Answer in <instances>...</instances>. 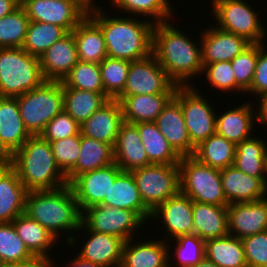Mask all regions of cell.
I'll return each mask as SVG.
<instances>
[{
	"label": "cell",
	"instance_id": "12",
	"mask_svg": "<svg viewBox=\"0 0 267 267\" xmlns=\"http://www.w3.org/2000/svg\"><path fill=\"white\" fill-rule=\"evenodd\" d=\"M177 87L151 54L130 62L126 85L120 96L174 94Z\"/></svg>",
	"mask_w": 267,
	"mask_h": 267
},
{
	"label": "cell",
	"instance_id": "44",
	"mask_svg": "<svg viewBox=\"0 0 267 267\" xmlns=\"http://www.w3.org/2000/svg\"><path fill=\"white\" fill-rule=\"evenodd\" d=\"M113 7L125 10L131 15H146L153 17V23L168 22L172 17L173 8L167 0H110ZM172 11V12H171ZM171 16V17H169ZM167 18V19H166Z\"/></svg>",
	"mask_w": 267,
	"mask_h": 267
},
{
	"label": "cell",
	"instance_id": "37",
	"mask_svg": "<svg viewBox=\"0 0 267 267\" xmlns=\"http://www.w3.org/2000/svg\"><path fill=\"white\" fill-rule=\"evenodd\" d=\"M235 154L236 144L216 133L195 147L192 156L203 164L221 170L234 164Z\"/></svg>",
	"mask_w": 267,
	"mask_h": 267
},
{
	"label": "cell",
	"instance_id": "46",
	"mask_svg": "<svg viewBox=\"0 0 267 267\" xmlns=\"http://www.w3.org/2000/svg\"><path fill=\"white\" fill-rule=\"evenodd\" d=\"M258 59V43H251L231 60L236 84L247 93L251 87Z\"/></svg>",
	"mask_w": 267,
	"mask_h": 267
},
{
	"label": "cell",
	"instance_id": "22",
	"mask_svg": "<svg viewBox=\"0 0 267 267\" xmlns=\"http://www.w3.org/2000/svg\"><path fill=\"white\" fill-rule=\"evenodd\" d=\"M220 175L228 205L266 198L267 190L260 178L245 174L234 165L221 169Z\"/></svg>",
	"mask_w": 267,
	"mask_h": 267
},
{
	"label": "cell",
	"instance_id": "43",
	"mask_svg": "<svg viewBox=\"0 0 267 267\" xmlns=\"http://www.w3.org/2000/svg\"><path fill=\"white\" fill-rule=\"evenodd\" d=\"M34 255L17 234L12 222H0V258L8 266L24 262Z\"/></svg>",
	"mask_w": 267,
	"mask_h": 267
},
{
	"label": "cell",
	"instance_id": "49",
	"mask_svg": "<svg viewBox=\"0 0 267 267\" xmlns=\"http://www.w3.org/2000/svg\"><path fill=\"white\" fill-rule=\"evenodd\" d=\"M80 128V125L63 110L45 126L40 136L48 142L63 140L80 134Z\"/></svg>",
	"mask_w": 267,
	"mask_h": 267
},
{
	"label": "cell",
	"instance_id": "6",
	"mask_svg": "<svg viewBox=\"0 0 267 267\" xmlns=\"http://www.w3.org/2000/svg\"><path fill=\"white\" fill-rule=\"evenodd\" d=\"M20 116L31 135H40L45 126L64 110L61 81H45L40 87L16 97Z\"/></svg>",
	"mask_w": 267,
	"mask_h": 267
},
{
	"label": "cell",
	"instance_id": "14",
	"mask_svg": "<svg viewBox=\"0 0 267 267\" xmlns=\"http://www.w3.org/2000/svg\"><path fill=\"white\" fill-rule=\"evenodd\" d=\"M30 21L58 25L72 32L87 14L70 0H21Z\"/></svg>",
	"mask_w": 267,
	"mask_h": 267
},
{
	"label": "cell",
	"instance_id": "28",
	"mask_svg": "<svg viewBox=\"0 0 267 267\" xmlns=\"http://www.w3.org/2000/svg\"><path fill=\"white\" fill-rule=\"evenodd\" d=\"M250 104V102L243 103L239 107L225 111L222 115H216V133L234 144L251 138V131L257 119L256 111Z\"/></svg>",
	"mask_w": 267,
	"mask_h": 267
},
{
	"label": "cell",
	"instance_id": "57",
	"mask_svg": "<svg viewBox=\"0 0 267 267\" xmlns=\"http://www.w3.org/2000/svg\"><path fill=\"white\" fill-rule=\"evenodd\" d=\"M11 166H12L11 157L9 156L0 157V178Z\"/></svg>",
	"mask_w": 267,
	"mask_h": 267
},
{
	"label": "cell",
	"instance_id": "23",
	"mask_svg": "<svg viewBox=\"0 0 267 267\" xmlns=\"http://www.w3.org/2000/svg\"><path fill=\"white\" fill-rule=\"evenodd\" d=\"M113 154L114 162L122 171L131 172L151 164L135 124L124 122L121 125L113 146Z\"/></svg>",
	"mask_w": 267,
	"mask_h": 267
},
{
	"label": "cell",
	"instance_id": "8",
	"mask_svg": "<svg viewBox=\"0 0 267 267\" xmlns=\"http://www.w3.org/2000/svg\"><path fill=\"white\" fill-rule=\"evenodd\" d=\"M131 172L142 201L151 211L180 192L179 164H150Z\"/></svg>",
	"mask_w": 267,
	"mask_h": 267
},
{
	"label": "cell",
	"instance_id": "59",
	"mask_svg": "<svg viewBox=\"0 0 267 267\" xmlns=\"http://www.w3.org/2000/svg\"><path fill=\"white\" fill-rule=\"evenodd\" d=\"M263 184L265 186V189L267 190V151L264 156V179Z\"/></svg>",
	"mask_w": 267,
	"mask_h": 267
},
{
	"label": "cell",
	"instance_id": "20",
	"mask_svg": "<svg viewBox=\"0 0 267 267\" xmlns=\"http://www.w3.org/2000/svg\"><path fill=\"white\" fill-rule=\"evenodd\" d=\"M123 123L120 102L117 99H110L80 125V133L82 136L93 138L113 147Z\"/></svg>",
	"mask_w": 267,
	"mask_h": 267
},
{
	"label": "cell",
	"instance_id": "32",
	"mask_svg": "<svg viewBox=\"0 0 267 267\" xmlns=\"http://www.w3.org/2000/svg\"><path fill=\"white\" fill-rule=\"evenodd\" d=\"M151 164H179L181 156L161 134L155 122L135 124Z\"/></svg>",
	"mask_w": 267,
	"mask_h": 267
},
{
	"label": "cell",
	"instance_id": "25",
	"mask_svg": "<svg viewBox=\"0 0 267 267\" xmlns=\"http://www.w3.org/2000/svg\"><path fill=\"white\" fill-rule=\"evenodd\" d=\"M102 205L134 211L144 222L151 218L152 211L144 204L132 172L122 171L110 186L108 197Z\"/></svg>",
	"mask_w": 267,
	"mask_h": 267
},
{
	"label": "cell",
	"instance_id": "56",
	"mask_svg": "<svg viewBox=\"0 0 267 267\" xmlns=\"http://www.w3.org/2000/svg\"><path fill=\"white\" fill-rule=\"evenodd\" d=\"M70 267H99L98 265H95L91 262L84 261L78 256L74 258V260L70 261V264L68 265Z\"/></svg>",
	"mask_w": 267,
	"mask_h": 267
},
{
	"label": "cell",
	"instance_id": "33",
	"mask_svg": "<svg viewBox=\"0 0 267 267\" xmlns=\"http://www.w3.org/2000/svg\"><path fill=\"white\" fill-rule=\"evenodd\" d=\"M114 162L113 147L81 135V150L76 166L66 175L68 184L78 175Z\"/></svg>",
	"mask_w": 267,
	"mask_h": 267
},
{
	"label": "cell",
	"instance_id": "53",
	"mask_svg": "<svg viewBox=\"0 0 267 267\" xmlns=\"http://www.w3.org/2000/svg\"><path fill=\"white\" fill-rule=\"evenodd\" d=\"M260 103H258V107L256 108V121L257 123H262L265 127L267 126V94L263 95L259 98Z\"/></svg>",
	"mask_w": 267,
	"mask_h": 267
},
{
	"label": "cell",
	"instance_id": "11",
	"mask_svg": "<svg viewBox=\"0 0 267 267\" xmlns=\"http://www.w3.org/2000/svg\"><path fill=\"white\" fill-rule=\"evenodd\" d=\"M81 223L91 231L111 234L126 242L145 222L129 209L98 204L82 211Z\"/></svg>",
	"mask_w": 267,
	"mask_h": 267
},
{
	"label": "cell",
	"instance_id": "13",
	"mask_svg": "<svg viewBox=\"0 0 267 267\" xmlns=\"http://www.w3.org/2000/svg\"><path fill=\"white\" fill-rule=\"evenodd\" d=\"M121 172V168L116 163H112L76 176L69 185L80 211L101 204L104 198L108 197L110 186Z\"/></svg>",
	"mask_w": 267,
	"mask_h": 267
},
{
	"label": "cell",
	"instance_id": "27",
	"mask_svg": "<svg viewBox=\"0 0 267 267\" xmlns=\"http://www.w3.org/2000/svg\"><path fill=\"white\" fill-rule=\"evenodd\" d=\"M174 94L119 96L124 122H155Z\"/></svg>",
	"mask_w": 267,
	"mask_h": 267
},
{
	"label": "cell",
	"instance_id": "34",
	"mask_svg": "<svg viewBox=\"0 0 267 267\" xmlns=\"http://www.w3.org/2000/svg\"><path fill=\"white\" fill-rule=\"evenodd\" d=\"M13 226L28 250L34 256L50 257L47 252L56 242V237L26 213L16 217Z\"/></svg>",
	"mask_w": 267,
	"mask_h": 267
},
{
	"label": "cell",
	"instance_id": "51",
	"mask_svg": "<svg viewBox=\"0 0 267 267\" xmlns=\"http://www.w3.org/2000/svg\"><path fill=\"white\" fill-rule=\"evenodd\" d=\"M264 43H258V59L251 87L247 92L262 97L267 94V48Z\"/></svg>",
	"mask_w": 267,
	"mask_h": 267
},
{
	"label": "cell",
	"instance_id": "24",
	"mask_svg": "<svg viewBox=\"0 0 267 267\" xmlns=\"http://www.w3.org/2000/svg\"><path fill=\"white\" fill-rule=\"evenodd\" d=\"M133 240L129 239L124 244L122 267H171L170 241L167 243L165 240H149L135 243Z\"/></svg>",
	"mask_w": 267,
	"mask_h": 267
},
{
	"label": "cell",
	"instance_id": "61",
	"mask_svg": "<svg viewBox=\"0 0 267 267\" xmlns=\"http://www.w3.org/2000/svg\"><path fill=\"white\" fill-rule=\"evenodd\" d=\"M0 267H6V265L3 263V261L0 258Z\"/></svg>",
	"mask_w": 267,
	"mask_h": 267
},
{
	"label": "cell",
	"instance_id": "38",
	"mask_svg": "<svg viewBox=\"0 0 267 267\" xmlns=\"http://www.w3.org/2000/svg\"><path fill=\"white\" fill-rule=\"evenodd\" d=\"M267 142L259 137H251L236 144L234 166L250 176L264 179V156Z\"/></svg>",
	"mask_w": 267,
	"mask_h": 267
},
{
	"label": "cell",
	"instance_id": "45",
	"mask_svg": "<svg viewBox=\"0 0 267 267\" xmlns=\"http://www.w3.org/2000/svg\"><path fill=\"white\" fill-rule=\"evenodd\" d=\"M174 241L178 267H194L205 258V240L195 233L178 236Z\"/></svg>",
	"mask_w": 267,
	"mask_h": 267
},
{
	"label": "cell",
	"instance_id": "1",
	"mask_svg": "<svg viewBox=\"0 0 267 267\" xmlns=\"http://www.w3.org/2000/svg\"><path fill=\"white\" fill-rule=\"evenodd\" d=\"M199 45L169 21L154 25L152 54L177 86H190L187 81L203 72Z\"/></svg>",
	"mask_w": 267,
	"mask_h": 267
},
{
	"label": "cell",
	"instance_id": "52",
	"mask_svg": "<svg viewBox=\"0 0 267 267\" xmlns=\"http://www.w3.org/2000/svg\"><path fill=\"white\" fill-rule=\"evenodd\" d=\"M51 257L34 256L33 258L8 265L6 267H54L55 264Z\"/></svg>",
	"mask_w": 267,
	"mask_h": 267
},
{
	"label": "cell",
	"instance_id": "16",
	"mask_svg": "<svg viewBox=\"0 0 267 267\" xmlns=\"http://www.w3.org/2000/svg\"><path fill=\"white\" fill-rule=\"evenodd\" d=\"M193 200L182 193L159 204L151 214L153 220L163 219L166 236L174 239L181 235L193 234ZM162 217V218H161ZM160 218V219H159Z\"/></svg>",
	"mask_w": 267,
	"mask_h": 267
},
{
	"label": "cell",
	"instance_id": "19",
	"mask_svg": "<svg viewBox=\"0 0 267 267\" xmlns=\"http://www.w3.org/2000/svg\"><path fill=\"white\" fill-rule=\"evenodd\" d=\"M39 60L46 81H62L79 61L73 33L69 32L56 41L39 57Z\"/></svg>",
	"mask_w": 267,
	"mask_h": 267
},
{
	"label": "cell",
	"instance_id": "18",
	"mask_svg": "<svg viewBox=\"0 0 267 267\" xmlns=\"http://www.w3.org/2000/svg\"><path fill=\"white\" fill-rule=\"evenodd\" d=\"M86 229L89 237L77 255L84 261L91 262L99 267H115L121 265L125 241L117 236L98 233L87 229L82 223L78 231Z\"/></svg>",
	"mask_w": 267,
	"mask_h": 267
},
{
	"label": "cell",
	"instance_id": "55",
	"mask_svg": "<svg viewBox=\"0 0 267 267\" xmlns=\"http://www.w3.org/2000/svg\"><path fill=\"white\" fill-rule=\"evenodd\" d=\"M74 3H76L87 15L95 8L97 7L95 3H93L94 0H70ZM95 6H94V5Z\"/></svg>",
	"mask_w": 267,
	"mask_h": 267
},
{
	"label": "cell",
	"instance_id": "10",
	"mask_svg": "<svg viewBox=\"0 0 267 267\" xmlns=\"http://www.w3.org/2000/svg\"><path fill=\"white\" fill-rule=\"evenodd\" d=\"M192 85L178 86L173 98L182 108L190 142L197 147L216 134V112Z\"/></svg>",
	"mask_w": 267,
	"mask_h": 267
},
{
	"label": "cell",
	"instance_id": "4",
	"mask_svg": "<svg viewBox=\"0 0 267 267\" xmlns=\"http://www.w3.org/2000/svg\"><path fill=\"white\" fill-rule=\"evenodd\" d=\"M25 213L56 239L62 230L77 232L81 225L82 212L69 184L54 190L28 192Z\"/></svg>",
	"mask_w": 267,
	"mask_h": 267
},
{
	"label": "cell",
	"instance_id": "3",
	"mask_svg": "<svg viewBox=\"0 0 267 267\" xmlns=\"http://www.w3.org/2000/svg\"><path fill=\"white\" fill-rule=\"evenodd\" d=\"M12 167L28 192L54 190L68 184L58 167L50 143L32 135L11 155Z\"/></svg>",
	"mask_w": 267,
	"mask_h": 267
},
{
	"label": "cell",
	"instance_id": "7",
	"mask_svg": "<svg viewBox=\"0 0 267 267\" xmlns=\"http://www.w3.org/2000/svg\"><path fill=\"white\" fill-rule=\"evenodd\" d=\"M180 193L199 203L228 205L223 192L220 170L183 156L179 162Z\"/></svg>",
	"mask_w": 267,
	"mask_h": 267
},
{
	"label": "cell",
	"instance_id": "50",
	"mask_svg": "<svg viewBox=\"0 0 267 267\" xmlns=\"http://www.w3.org/2000/svg\"><path fill=\"white\" fill-rule=\"evenodd\" d=\"M247 267H267V231L242 239Z\"/></svg>",
	"mask_w": 267,
	"mask_h": 267
},
{
	"label": "cell",
	"instance_id": "9",
	"mask_svg": "<svg viewBox=\"0 0 267 267\" xmlns=\"http://www.w3.org/2000/svg\"><path fill=\"white\" fill-rule=\"evenodd\" d=\"M216 27L236 34L250 43H264L266 31L258 14L244 0H213ZM218 25V26H217Z\"/></svg>",
	"mask_w": 267,
	"mask_h": 267
},
{
	"label": "cell",
	"instance_id": "48",
	"mask_svg": "<svg viewBox=\"0 0 267 267\" xmlns=\"http://www.w3.org/2000/svg\"><path fill=\"white\" fill-rule=\"evenodd\" d=\"M206 72L207 80L210 85L220 91L244 92L235 82V76L230 61L214 62L203 66V73Z\"/></svg>",
	"mask_w": 267,
	"mask_h": 267
},
{
	"label": "cell",
	"instance_id": "21",
	"mask_svg": "<svg viewBox=\"0 0 267 267\" xmlns=\"http://www.w3.org/2000/svg\"><path fill=\"white\" fill-rule=\"evenodd\" d=\"M155 123L161 134L181 157L194 154L195 147L190 142L182 108L174 98L163 108Z\"/></svg>",
	"mask_w": 267,
	"mask_h": 267
},
{
	"label": "cell",
	"instance_id": "36",
	"mask_svg": "<svg viewBox=\"0 0 267 267\" xmlns=\"http://www.w3.org/2000/svg\"><path fill=\"white\" fill-rule=\"evenodd\" d=\"M64 110L82 125L110 99L104 93H97L75 88H62Z\"/></svg>",
	"mask_w": 267,
	"mask_h": 267
},
{
	"label": "cell",
	"instance_id": "58",
	"mask_svg": "<svg viewBox=\"0 0 267 267\" xmlns=\"http://www.w3.org/2000/svg\"><path fill=\"white\" fill-rule=\"evenodd\" d=\"M194 267H217L213 262L207 260L204 258L202 261H200L196 266Z\"/></svg>",
	"mask_w": 267,
	"mask_h": 267
},
{
	"label": "cell",
	"instance_id": "60",
	"mask_svg": "<svg viewBox=\"0 0 267 267\" xmlns=\"http://www.w3.org/2000/svg\"><path fill=\"white\" fill-rule=\"evenodd\" d=\"M1 156L11 157V154L0 144V157Z\"/></svg>",
	"mask_w": 267,
	"mask_h": 267
},
{
	"label": "cell",
	"instance_id": "17",
	"mask_svg": "<svg viewBox=\"0 0 267 267\" xmlns=\"http://www.w3.org/2000/svg\"><path fill=\"white\" fill-rule=\"evenodd\" d=\"M202 64L231 61L251 43L245 38L218 29L208 27L200 36Z\"/></svg>",
	"mask_w": 267,
	"mask_h": 267
},
{
	"label": "cell",
	"instance_id": "42",
	"mask_svg": "<svg viewBox=\"0 0 267 267\" xmlns=\"http://www.w3.org/2000/svg\"><path fill=\"white\" fill-rule=\"evenodd\" d=\"M104 94L109 99H117L126 85L130 61L106 57L99 63Z\"/></svg>",
	"mask_w": 267,
	"mask_h": 267
},
{
	"label": "cell",
	"instance_id": "30",
	"mask_svg": "<svg viewBox=\"0 0 267 267\" xmlns=\"http://www.w3.org/2000/svg\"><path fill=\"white\" fill-rule=\"evenodd\" d=\"M72 33L79 61L99 64L108 57L103 33L88 15Z\"/></svg>",
	"mask_w": 267,
	"mask_h": 267
},
{
	"label": "cell",
	"instance_id": "39",
	"mask_svg": "<svg viewBox=\"0 0 267 267\" xmlns=\"http://www.w3.org/2000/svg\"><path fill=\"white\" fill-rule=\"evenodd\" d=\"M68 33L65 28L58 25L29 21L22 48L30 55L39 58L50 46Z\"/></svg>",
	"mask_w": 267,
	"mask_h": 267
},
{
	"label": "cell",
	"instance_id": "47",
	"mask_svg": "<svg viewBox=\"0 0 267 267\" xmlns=\"http://www.w3.org/2000/svg\"><path fill=\"white\" fill-rule=\"evenodd\" d=\"M49 143L58 167L67 175L78 162L81 150V133Z\"/></svg>",
	"mask_w": 267,
	"mask_h": 267
},
{
	"label": "cell",
	"instance_id": "26",
	"mask_svg": "<svg viewBox=\"0 0 267 267\" xmlns=\"http://www.w3.org/2000/svg\"><path fill=\"white\" fill-rule=\"evenodd\" d=\"M31 136L20 116L16 97L0 96V144L12 155Z\"/></svg>",
	"mask_w": 267,
	"mask_h": 267
},
{
	"label": "cell",
	"instance_id": "31",
	"mask_svg": "<svg viewBox=\"0 0 267 267\" xmlns=\"http://www.w3.org/2000/svg\"><path fill=\"white\" fill-rule=\"evenodd\" d=\"M27 193L11 166L0 178V222H12L25 213Z\"/></svg>",
	"mask_w": 267,
	"mask_h": 267
},
{
	"label": "cell",
	"instance_id": "41",
	"mask_svg": "<svg viewBox=\"0 0 267 267\" xmlns=\"http://www.w3.org/2000/svg\"><path fill=\"white\" fill-rule=\"evenodd\" d=\"M62 88L104 93L99 64L78 61L61 81Z\"/></svg>",
	"mask_w": 267,
	"mask_h": 267
},
{
	"label": "cell",
	"instance_id": "2",
	"mask_svg": "<svg viewBox=\"0 0 267 267\" xmlns=\"http://www.w3.org/2000/svg\"><path fill=\"white\" fill-rule=\"evenodd\" d=\"M95 7L88 16L100 27L107 55L114 59L138 61L152 54V20H137L135 17H108ZM91 15V16H90Z\"/></svg>",
	"mask_w": 267,
	"mask_h": 267
},
{
	"label": "cell",
	"instance_id": "40",
	"mask_svg": "<svg viewBox=\"0 0 267 267\" xmlns=\"http://www.w3.org/2000/svg\"><path fill=\"white\" fill-rule=\"evenodd\" d=\"M29 21L21 5L12 13L0 18V48H22Z\"/></svg>",
	"mask_w": 267,
	"mask_h": 267
},
{
	"label": "cell",
	"instance_id": "35",
	"mask_svg": "<svg viewBox=\"0 0 267 267\" xmlns=\"http://www.w3.org/2000/svg\"><path fill=\"white\" fill-rule=\"evenodd\" d=\"M205 258L217 267H247L242 240L232 235L206 240Z\"/></svg>",
	"mask_w": 267,
	"mask_h": 267
},
{
	"label": "cell",
	"instance_id": "15",
	"mask_svg": "<svg viewBox=\"0 0 267 267\" xmlns=\"http://www.w3.org/2000/svg\"><path fill=\"white\" fill-rule=\"evenodd\" d=\"M227 215L229 235L241 240L267 231V197L254 202L229 204Z\"/></svg>",
	"mask_w": 267,
	"mask_h": 267
},
{
	"label": "cell",
	"instance_id": "29",
	"mask_svg": "<svg viewBox=\"0 0 267 267\" xmlns=\"http://www.w3.org/2000/svg\"><path fill=\"white\" fill-rule=\"evenodd\" d=\"M194 233L203 240L229 235L227 205H210L193 201Z\"/></svg>",
	"mask_w": 267,
	"mask_h": 267
},
{
	"label": "cell",
	"instance_id": "54",
	"mask_svg": "<svg viewBox=\"0 0 267 267\" xmlns=\"http://www.w3.org/2000/svg\"><path fill=\"white\" fill-rule=\"evenodd\" d=\"M21 5V0H0V18L12 13Z\"/></svg>",
	"mask_w": 267,
	"mask_h": 267
},
{
	"label": "cell",
	"instance_id": "5",
	"mask_svg": "<svg viewBox=\"0 0 267 267\" xmlns=\"http://www.w3.org/2000/svg\"><path fill=\"white\" fill-rule=\"evenodd\" d=\"M45 81L38 57L23 48H0V96L17 97Z\"/></svg>",
	"mask_w": 267,
	"mask_h": 267
}]
</instances>
